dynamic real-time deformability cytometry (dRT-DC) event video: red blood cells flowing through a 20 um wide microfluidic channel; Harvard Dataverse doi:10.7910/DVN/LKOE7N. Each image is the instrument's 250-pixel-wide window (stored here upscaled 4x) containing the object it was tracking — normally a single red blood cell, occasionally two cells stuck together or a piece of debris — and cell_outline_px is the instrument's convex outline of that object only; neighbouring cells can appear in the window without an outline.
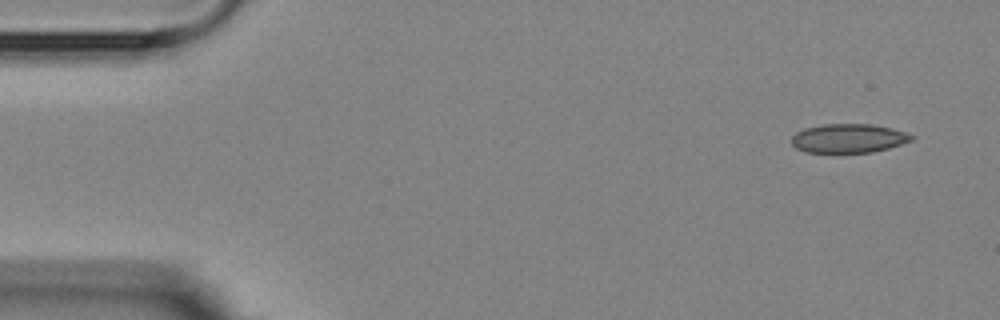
{"species": "Egyptian fruit bat (a non-hibernating species)", "species_latin": "Rousettus aegyptiacus", "temperature_condition": "room temperature", "stored_images_in_passage": 10, "camera_frame_rate_fps": 3000, "um_per_image_px": 0.085, "animal": {"sex": "female"}, "frame": {"image": 1, "passage_image": 1, "time_ms": 0.0, "image_size_px": [1000, 320], "cell_outline_px": [[916, 136], [912, 140], [888, 148], [872, 152], [804, 152], [796, 148], [792, 144], [792, 136], [796, 132], [804, 128], [824, 124], [872, 124], [892, 128]], "centroid_in_image_um": [72.11, 11.75], "position_along_channel_um": 12.9, "area_um2": 20.17}}
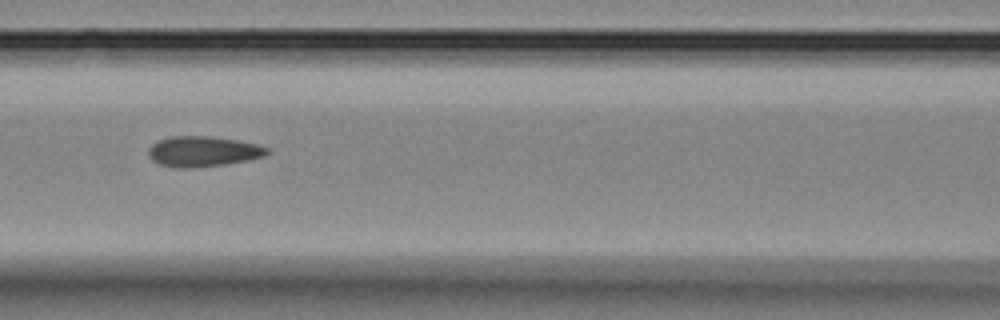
{"frame": {"image": 2, "passage_image": 6, "time_ms": 6.667, "image_size_px": [1000, 320], "cell_outline_px": [[272, 152], [264, 156], [248, 160], [228, 164], [192, 168], [172, 168], [160, 164], [152, 160], [148, 156], [148, 148], [152, 144], [160, 140], [172, 136], [212, 136], [236, 140], [256, 144], [268, 148]], "centroid_in_image_um": [17.25, 12.88], "position_along_channel_um": 149.3, "area_um2": 21.21}}
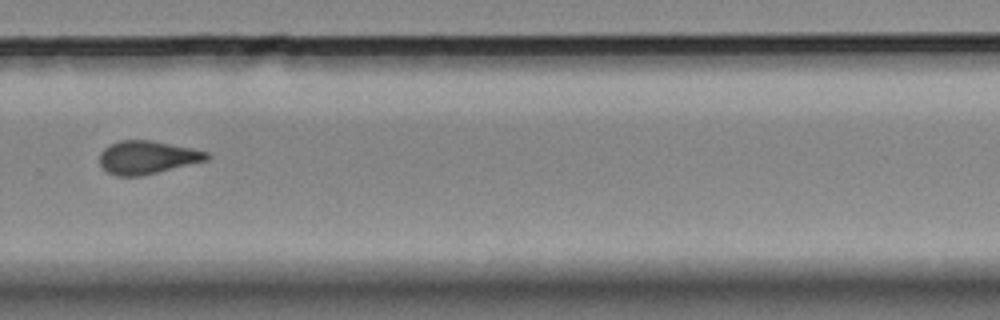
{"frame": {"image": 3, "passage_image": 10, "time_ms": 11.333, "image_size_px": [1000, 320], "cell_outline_px": [[212, 156], [208, 160], [144, 176], [116, 176], [108, 172], [100, 164], [100, 152], [104, 148], [120, 140], [152, 140], [192, 148], [208, 152]], "centroid_in_image_um": [12.55, 13.38], "position_along_channel_um": 317.3, "area_um2": 20.87}}